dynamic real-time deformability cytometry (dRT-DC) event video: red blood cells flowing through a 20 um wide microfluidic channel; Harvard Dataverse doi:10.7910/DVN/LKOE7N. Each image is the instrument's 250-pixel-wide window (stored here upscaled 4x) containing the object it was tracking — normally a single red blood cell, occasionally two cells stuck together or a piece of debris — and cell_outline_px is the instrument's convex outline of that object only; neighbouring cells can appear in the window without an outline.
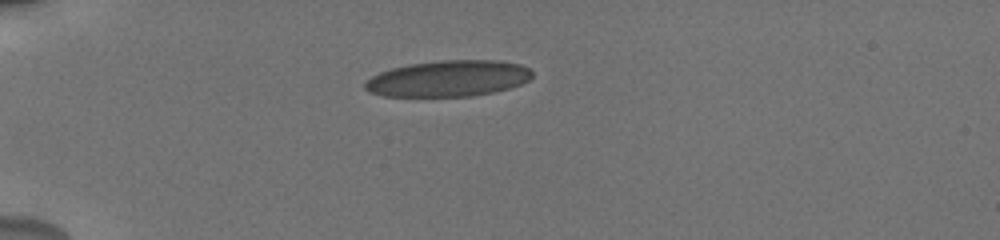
{"species": "human", "species_latin": "Homo sapiens", "temperature_condition": "cold", "stored_images_in_passage": 33, "camera_frame_rate_fps": 3000, "um_per_image_px": 0.085, "donor": {"sex": "male"}, "frame": {"image": 1, "passage_image": 1, "time_ms": 0.0, "image_size_px": [1000, 240], "cell_outline_px": [[532, 76], [528, 80], [520, 84], [508, 88], [492, 92], [472, 96], [384, 96], [368, 92], [364, 88], [364, 84], [372, 76], [380, 72], [392, 68], [408, 64], [440, 60], [496, 60], [520, 64], [528, 68], [532, 72]], "centroid_in_image_um": [38.09, 6.67], "position_along_channel_um": 46.9, "area_um2": 35.14}}
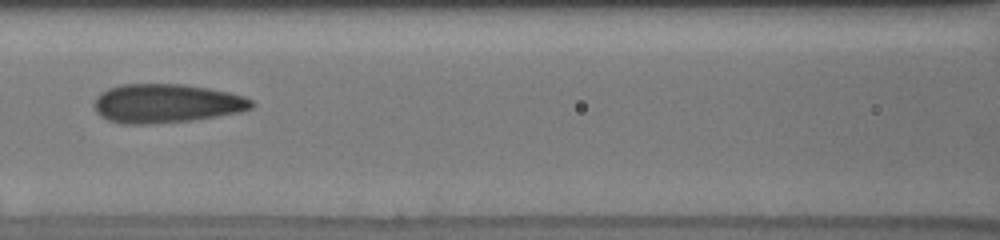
{"frame": {"image": 2, "passage_image": 10, "time_ms": 3.667, "image_size_px": [1000, 240], "cell_outline_px": [[256, 104], [252, 108], [240, 112], [192, 120], [148, 124], [120, 124], [108, 120], [100, 116], [96, 112], [92, 104], [96, 96], [100, 92], [108, 88], [120, 84], [184, 84], [208, 88], [228, 92], [244, 96], [252, 100]], "centroid_in_image_um": [14.1, 8.79], "position_along_channel_um": 152.5, "area_um2": 36.01}}
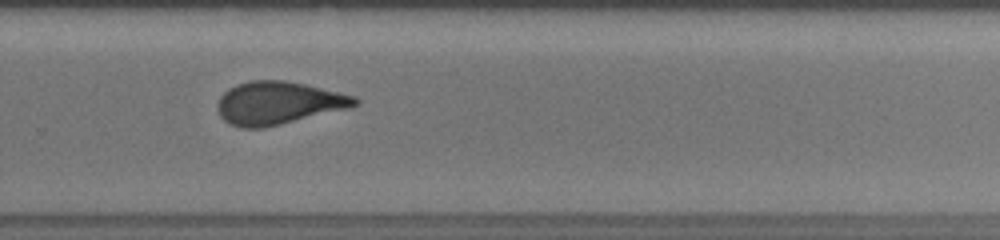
{"frame": {"image": 3, "passage_image": 20, "time_ms": 7.667, "image_size_px": [1000, 240], "cell_outline_px": [[360, 104], [352, 108], [264, 128], [244, 128], [228, 124], [220, 116], [216, 108], [220, 96], [228, 88], [236, 84], [252, 80], [284, 80], [304, 84], [356, 96], [360, 100]], "centroid_in_image_um": [23.67, 8.76], "position_along_channel_um": 306.1, "area_um2": 34.68}, "authors_computed_cell_mechanics": {"area_um2": 34.68, "velocity_mm_per_s": 3.8473, "shape_relaxation_time_tau1_ms": null, "shape_relaxation_time_tau2_ms": 1.1479, "deformation_change_tau1": null, "deformation_change_tau2": 0.0866}}